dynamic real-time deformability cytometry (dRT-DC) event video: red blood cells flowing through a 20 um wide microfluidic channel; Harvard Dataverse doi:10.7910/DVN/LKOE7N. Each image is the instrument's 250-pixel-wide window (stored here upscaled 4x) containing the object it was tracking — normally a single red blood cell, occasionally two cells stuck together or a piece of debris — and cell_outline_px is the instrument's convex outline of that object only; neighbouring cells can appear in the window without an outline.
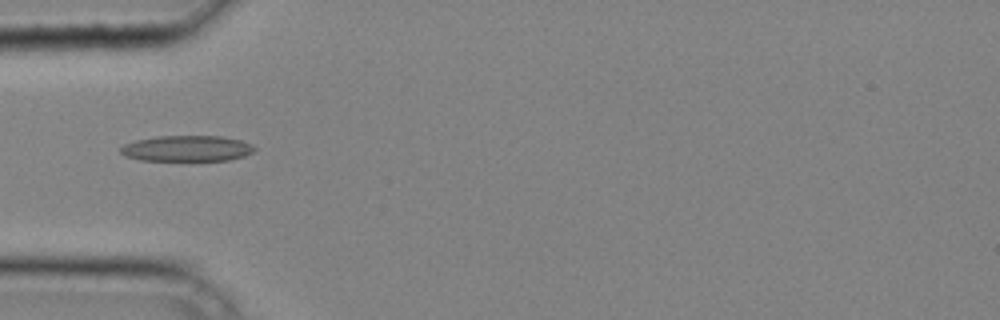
{"species": "common noctule bat (a hibernating species)", "species_latin": "Nyctalus noctula", "temperature_condition": "cold", "stored_images_in_passage": 27, "camera_frame_rate_fps": 3000, "um_per_image_px": 0.085, "animal": {"sex": "male", "body_mass_g": 20.4}, "frame": {"image": 1, "passage_image": 1, "time_ms": 0.0, "image_size_px": [1000, 320], "cell_outline_px": [[256, 148], [252, 152], [244, 156], [228, 160], [140, 160], [124, 156], [120, 152], [120, 148], [124, 144], [136, 140], [156, 136], [220, 136], [240, 140], [252, 144]], "centroid_in_image_um": [15.87, 12.61], "position_along_channel_um": 69.1, "area_um2": 20.11}}
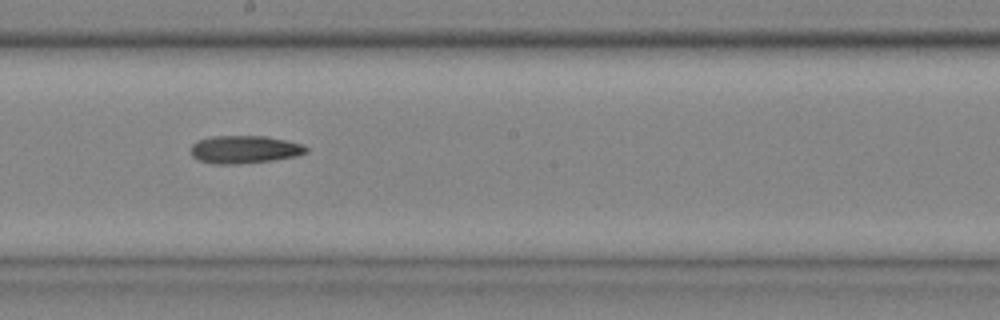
{"frame": {"image": 2, "passage_image": 11, "time_ms": 3.333, "image_size_px": [1000, 320], "cell_outline_px": [[308, 152], [296, 156], [272, 160], [236, 164], [212, 164], [196, 160], [192, 156], [192, 144], [196, 140], [212, 136], [264, 136], [304, 144], [308, 148]], "centroid_in_image_um": [20.76, 12.7], "position_along_channel_um": 227.4, "area_um2": 18.79}}
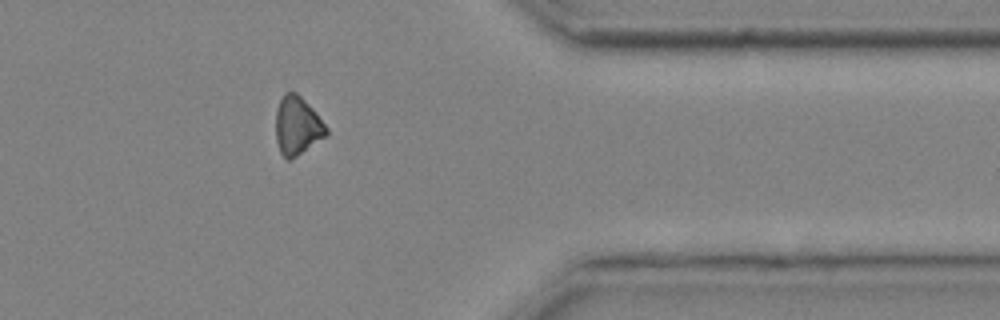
{"frame": {"image": 3, "passage_image": 22, "time_ms": 7.0, "image_size_px": [1000, 320], "cell_outline_px": [[328, 136], [296, 156], [288, 160], [280, 152], [276, 140], [276, 108], [284, 92], [296, 92], [316, 112], [328, 128]], "centroid_in_image_um": [25.28, 10.69], "position_along_channel_um": 386.1, "area_um2": 17.22}}